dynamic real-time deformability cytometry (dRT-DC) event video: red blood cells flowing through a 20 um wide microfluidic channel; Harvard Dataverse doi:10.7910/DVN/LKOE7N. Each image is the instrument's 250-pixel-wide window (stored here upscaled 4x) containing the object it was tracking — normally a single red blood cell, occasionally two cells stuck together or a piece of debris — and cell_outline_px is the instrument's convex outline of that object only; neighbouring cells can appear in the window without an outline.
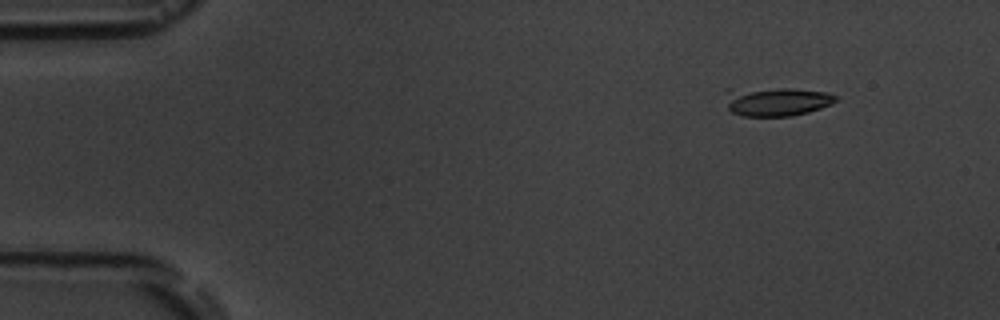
{"species": "common noctule bat (a hibernating species)", "species_latin": "Nyctalus noctula", "temperature_condition": "room temperature", "stored_images_in_passage": 5, "camera_frame_rate_fps": 3000, "um_per_image_px": 0.085, "animal": {"sex": "male", "body_mass_g": 19.5, "forearm_length_mm": 54.6}, "frame": {"image": 1, "passage_image": 2, "time_ms": 1.0, "image_size_px": [1000, 320], "cell_outline_px": [[840, 96], [832, 104], [808, 112], [792, 116], [744, 116], [732, 112], [728, 108], [724, 88], [792, 88], [828, 92]], "centroid_in_image_um": [65.98, 8.6], "position_along_channel_um": 19.0, "area_um2": 19.02}}
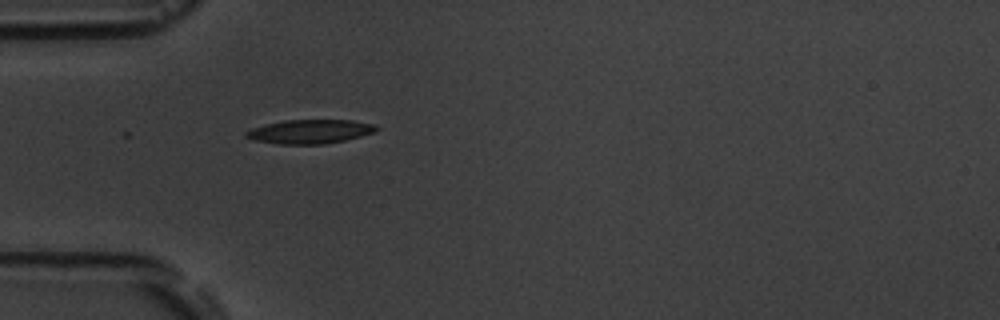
{"frame": {"image": 2, "passage_image": 5, "time_ms": 4.667, "image_size_px": [1000, 320], "cell_outline_px": [[380, 128], [376, 132], [344, 140], [324, 144], [276, 144], [252, 140], [244, 136], [244, 132], [252, 128], [264, 124], [284, 120], [352, 120], [376, 124]], "centroid_in_image_um": [26.33, 11.18], "position_along_channel_um": 58.7, "area_um2": 18.44}}